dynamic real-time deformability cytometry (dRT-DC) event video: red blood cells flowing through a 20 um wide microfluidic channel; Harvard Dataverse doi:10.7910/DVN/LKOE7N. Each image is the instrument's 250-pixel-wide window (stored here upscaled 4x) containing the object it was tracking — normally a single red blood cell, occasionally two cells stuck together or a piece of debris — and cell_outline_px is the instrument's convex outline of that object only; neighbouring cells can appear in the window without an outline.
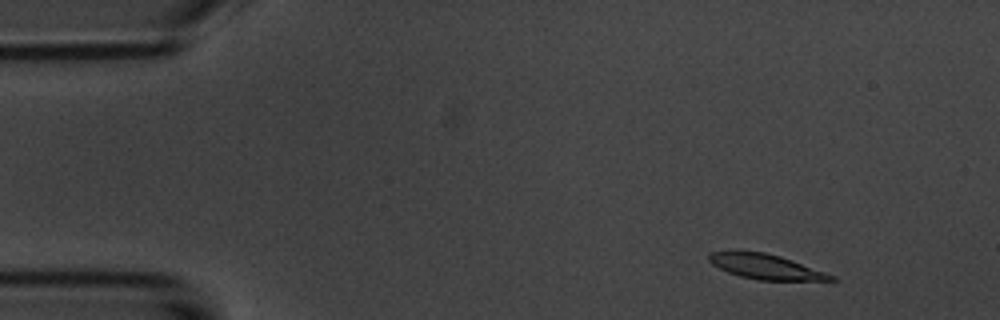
{"species": "common noctule bat (a hibernating species)", "species_latin": "Nyctalus noctula", "temperature_condition": "room temperature", "stored_images_in_passage": 4, "camera_frame_rate_fps": 3000, "um_per_image_px": 0.085, "animal": {"sex": "male", "body_mass_g": 20.1, "forearm_length_mm": 53.5}, "frame": {"image": 1, "passage_image": 1, "time_ms": 0.0, "image_size_px": [1000, 320], "cell_outline_px": [[840, 280], [760, 280], [740, 276], [728, 272], [712, 264], [708, 260], [708, 252], [736, 248], [764, 252], [780, 256], [792, 260], [836, 276]], "centroid_in_image_um": [65.0, 22.62], "position_along_channel_um": 20.0, "area_um2": 18.21}}